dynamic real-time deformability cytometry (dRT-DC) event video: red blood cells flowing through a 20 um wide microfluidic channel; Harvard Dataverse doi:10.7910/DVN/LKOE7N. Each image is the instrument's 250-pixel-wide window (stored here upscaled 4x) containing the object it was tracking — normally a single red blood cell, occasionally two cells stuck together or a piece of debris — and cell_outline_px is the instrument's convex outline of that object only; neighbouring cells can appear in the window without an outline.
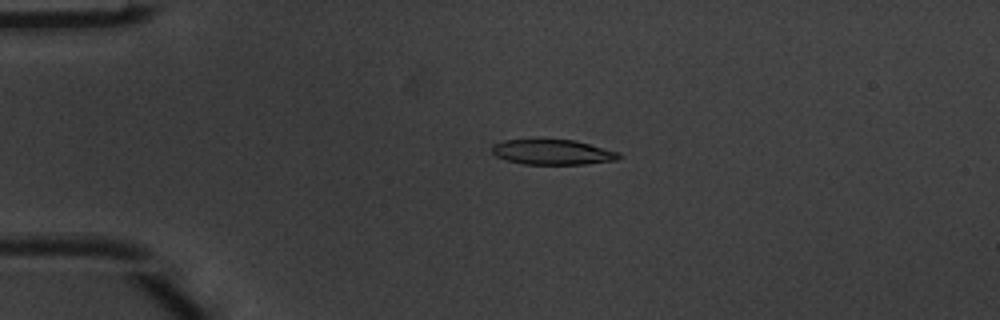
{"species": "common noctule bat (a hibernating species)", "species_latin": "Nyctalus noctula", "temperature_condition": "warm", "stored_images_in_passage": 5, "camera_frame_rate_fps": 3000, "um_per_image_px": 0.085, "animal": {"sex": "male", "body_mass_g": 20.1, "forearm_length_mm": 53.5}, "frame": {"image": 1, "passage_image": 3, "time_ms": 0.667, "image_size_px": [1000, 320], "cell_outline_px": [[624, 156], [616, 160], [584, 164], [524, 164], [508, 160], [496, 156], [492, 152], [492, 144], [504, 140], [576, 140], [620, 152]], "centroid_in_image_um": [47.01, 12.93], "position_along_channel_um": 38.0, "area_um2": 18.55}}